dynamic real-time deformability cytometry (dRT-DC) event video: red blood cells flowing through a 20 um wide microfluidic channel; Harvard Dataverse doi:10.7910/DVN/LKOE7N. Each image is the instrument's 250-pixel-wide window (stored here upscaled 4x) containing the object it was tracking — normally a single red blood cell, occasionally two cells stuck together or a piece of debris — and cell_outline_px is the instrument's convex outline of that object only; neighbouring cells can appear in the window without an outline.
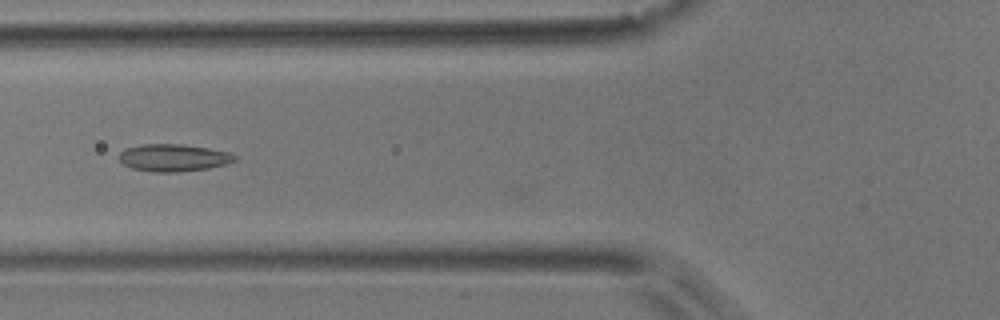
{"species": "common noctule bat (a hibernating species)", "species_latin": "Nyctalus noctula", "temperature_condition": "room temperature", "stored_images_in_passage": 43, "camera_frame_rate_fps": 3000, "um_per_image_px": 0.085, "animal": {"sex": "male", "body_mass_g": 17.9}, "frame": {"image": 1, "passage_image": 11, "time_ms": 3.333, "image_size_px": [1000, 320], "cell_outline_px": [[236, 160], [224, 164], [208, 168], [180, 172], [152, 172], [132, 168], [124, 164], [120, 160], [120, 152], [124, 148], [140, 144], [184, 144], [208, 148], [228, 152], [236, 156]], "centroid_in_image_um": [14.72, 13.4], "position_along_channel_um": 111.1, "area_um2": 18.38}}
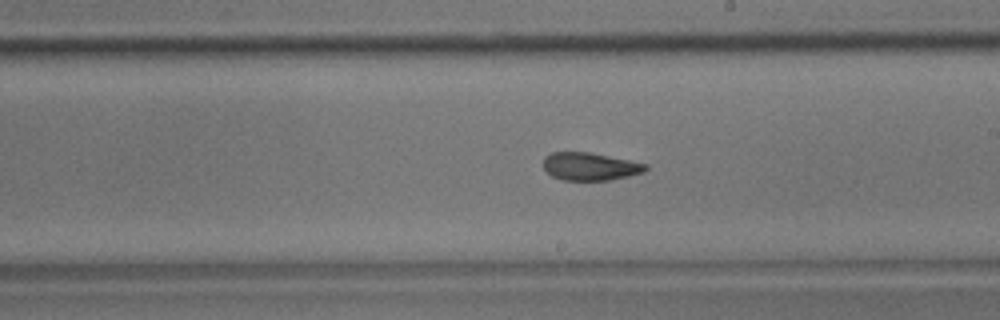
{"frame": {"image": 2, "passage_image": 21, "time_ms": 6.667, "image_size_px": [1000, 320], "cell_outline_px": [[648, 168], [644, 172], [612, 180], [560, 180], [552, 176], [544, 168], [544, 156], [552, 152], [588, 152], [648, 164]], "centroid_in_image_um": [50.15, 14.15], "position_along_channel_um": 238.9, "area_um2": 16.53}}
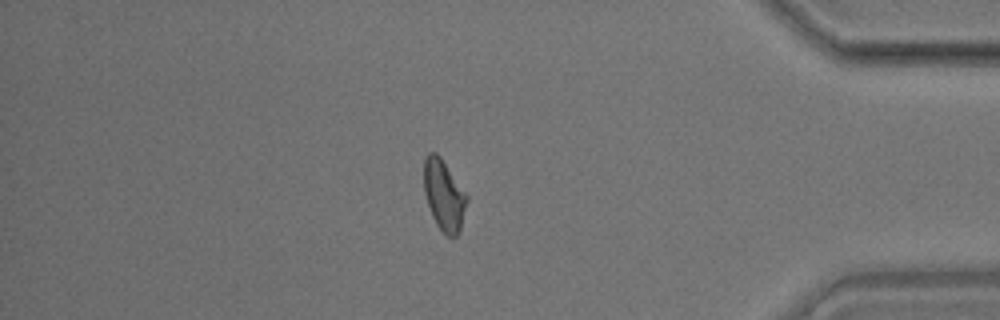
{"frame": {"image": 3, "passage_image": 36, "time_ms": 11.667, "image_size_px": [1000, 320], "cell_outline_px": [[468, 200], [460, 232], [456, 236], [448, 236], [436, 224], [432, 216], [424, 192], [424, 156], [428, 152], [436, 152], [440, 156], [468, 196]], "centroid_in_image_um": [37.74, 16.58], "position_along_channel_um": 397.5, "area_um2": 17.69}, "authors_computed_cell_mechanics": {"area_um2": 17.7446, "velocity_mm_per_s": 3.8304, "shape_relaxation_time_tau1_ms": null, "shape_relaxation_time_tau2_ms": 2.2035, "deformation_change_tau1": null, "deformation_change_tau2": 0.0983}}